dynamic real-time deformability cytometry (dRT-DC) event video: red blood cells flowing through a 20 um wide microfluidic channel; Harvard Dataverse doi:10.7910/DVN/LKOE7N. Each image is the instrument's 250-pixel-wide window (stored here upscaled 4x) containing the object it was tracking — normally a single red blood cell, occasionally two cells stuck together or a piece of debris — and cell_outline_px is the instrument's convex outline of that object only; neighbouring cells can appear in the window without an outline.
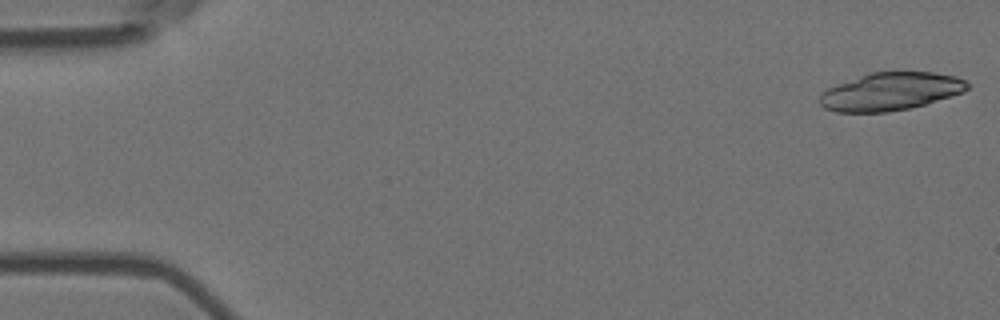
{"species": "Egyptian fruit bat (a non-hibernating species)", "species_latin": "Rousettus aegyptiacus", "temperature_condition": "room temperature", "stored_images_in_passage": 34, "camera_frame_rate_fps": 3000, "um_per_image_px": 0.085, "animal": {"sex": "female"}, "frame": {"image": 1, "passage_image": 1, "time_ms": 0.0, "image_size_px": [1000, 320], "cell_outline_px": [[968, 88], [964, 92], [924, 104], [908, 108], [888, 112], [836, 112], [824, 108], [820, 104], [820, 92], [836, 84], [868, 72], [932, 72], [956, 76], [964, 80], [968, 84]], "centroid_in_image_um": [75.66, 7.77], "position_along_channel_um": 9.3, "area_um2": 32.54}}